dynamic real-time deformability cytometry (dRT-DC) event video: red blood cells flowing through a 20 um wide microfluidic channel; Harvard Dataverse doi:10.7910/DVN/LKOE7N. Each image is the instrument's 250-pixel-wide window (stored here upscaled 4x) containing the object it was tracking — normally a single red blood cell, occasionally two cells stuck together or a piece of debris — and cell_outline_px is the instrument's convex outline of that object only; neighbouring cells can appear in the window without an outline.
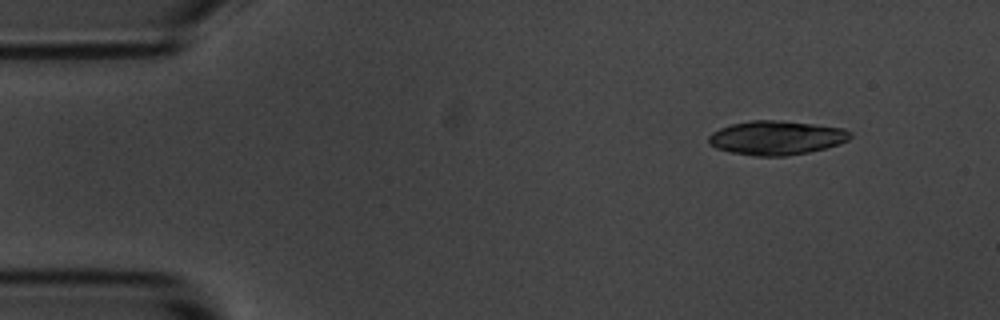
{"species": "common noctule bat (a hibernating species)", "species_latin": "Nyctalus noctula", "temperature_condition": "room temperature", "stored_images_in_passage": 6, "camera_frame_rate_fps": 3000, "um_per_image_px": 0.085, "animal": {"sex": "male", "body_mass_g": 20.1, "forearm_length_mm": 53.5}, "frame": {"image": 1, "passage_image": 1, "time_ms": 0.0, "image_size_px": [1000, 320], "cell_outline_px": [[852, 136], [848, 140], [840, 144], [808, 152], [784, 156], [756, 156], [732, 152], [716, 148], [708, 144], [708, 136], [712, 132], [720, 128], [732, 124], [752, 120], [780, 120], [844, 128], [852, 132]], "centroid_in_image_um": [65.99, 11.71], "position_along_channel_um": 19.0, "area_um2": 28.09}}